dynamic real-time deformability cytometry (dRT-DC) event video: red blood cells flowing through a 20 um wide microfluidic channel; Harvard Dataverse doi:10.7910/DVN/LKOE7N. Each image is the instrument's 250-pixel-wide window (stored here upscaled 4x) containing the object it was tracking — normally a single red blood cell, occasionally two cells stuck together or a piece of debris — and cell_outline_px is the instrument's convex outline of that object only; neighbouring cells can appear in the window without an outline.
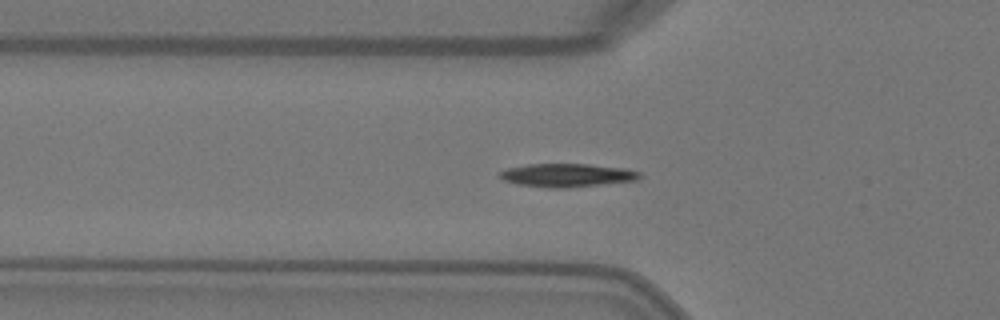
{"species": "Egyptian fruit bat (a non-hibernating species)", "species_latin": "Rousettus aegyptiacus", "temperature_condition": "warm", "stored_images_in_passage": 38, "camera_frame_rate_fps": 3000, "um_per_image_px": 0.085, "animal": {"sex": "female"}, "frame": {"image": 1, "passage_image": 4, "time_ms": 1.0, "image_size_px": [1000, 320], "cell_outline_px": [[640, 176], [636, 180], [564, 188], [552, 188], [516, 184], [504, 180], [500, 176], [500, 172], [508, 168], [528, 164], [588, 164], [624, 168], [640, 172]], "centroid_in_image_um": [48.18, 14.89], "position_along_channel_um": 77.6, "area_um2": 18.73}}
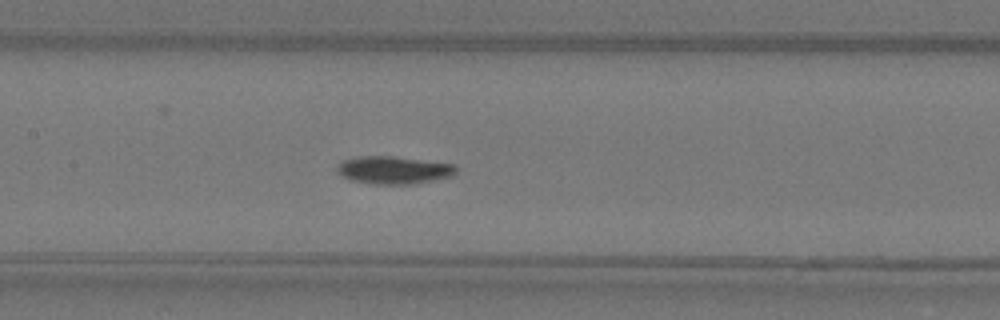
{"frame": {"image": 2, "passage_image": 11, "time_ms": 3.333, "image_size_px": [1000, 320], "cell_outline_px": [[456, 172], [452, 176], [412, 184], [376, 184], [352, 180], [340, 176], [336, 172], [336, 164], [344, 160], [360, 156], [392, 156], [456, 164]], "centroid_in_image_um": [33.43, 14.45], "position_along_channel_um": 174.0, "area_um2": 19.25}}
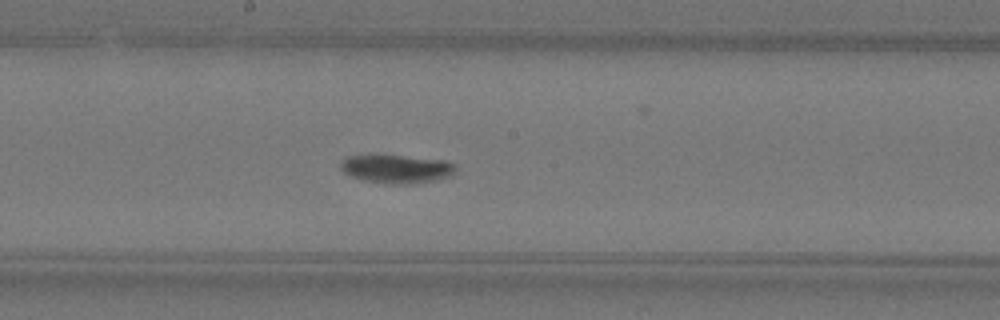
{"frame": {"image": 3, "passage_image": 14, "time_ms": 4.333, "image_size_px": [1000, 320], "cell_outline_px": [[456, 172], [452, 176], [436, 180], [416, 184], [392, 184], [364, 180], [352, 176], [344, 172], [340, 168], [340, 160], [344, 156], [368, 152], [448, 160], [456, 164]], "centroid_in_image_um": [33.68, 14.3], "position_along_channel_um": 214.5, "area_um2": 20.23}, "authors_computed_cell_mechanics": {"area_um2": 18.6983, "velocity_mm_per_s": 4.0734, "shape_relaxation_time_tau1_ms": 2.4848, "shape_relaxation_time_tau2_ms": null, "deformation_change_tau1": 0.1308, "deformation_change_tau2": null}}